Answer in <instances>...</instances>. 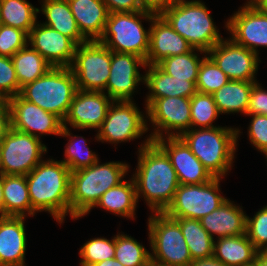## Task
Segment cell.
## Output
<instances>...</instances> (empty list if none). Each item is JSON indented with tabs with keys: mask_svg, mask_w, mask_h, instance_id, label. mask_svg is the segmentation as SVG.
Returning a JSON list of instances; mask_svg holds the SVG:
<instances>
[{
	"mask_svg": "<svg viewBox=\"0 0 267 266\" xmlns=\"http://www.w3.org/2000/svg\"><path fill=\"white\" fill-rule=\"evenodd\" d=\"M138 148V164L132 175L136 197H144L152 212H164L172 203L179 182L167 154L146 137Z\"/></svg>",
	"mask_w": 267,
	"mask_h": 266,
	"instance_id": "6da1fadb",
	"label": "cell"
},
{
	"mask_svg": "<svg viewBox=\"0 0 267 266\" xmlns=\"http://www.w3.org/2000/svg\"><path fill=\"white\" fill-rule=\"evenodd\" d=\"M29 198L35 212H48L59 224L70 214L71 171L61 161L42 160L26 175Z\"/></svg>",
	"mask_w": 267,
	"mask_h": 266,
	"instance_id": "7a4b0ae2",
	"label": "cell"
},
{
	"mask_svg": "<svg viewBox=\"0 0 267 266\" xmlns=\"http://www.w3.org/2000/svg\"><path fill=\"white\" fill-rule=\"evenodd\" d=\"M125 162L99 160L92 166L71 172L70 217L79 219L87 215L102 194L121 183L129 170Z\"/></svg>",
	"mask_w": 267,
	"mask_h": 266,
	"instance_id": "3957f363",
	"label": "cell"
},
{
	"mask_svg": "<svg viewBox=\"0 0 267 266\" xmlns=\"http://www.w3.org/2000/svg\"><path fill=\"white\" fill-rule=\"evenodd\" d=\"M239 128H191L180 138L213 177L223 178L234 163Z\"/></svg>",
	"mask_w": 267,
	"mask_h": 266,
	"instance_id": "277c9868",
	"label": "cell"
},
{
	"mask_svg": "<svg viewBox=\"0 0 267 266\" xmlns=\"http://www.w3.org/2000/svg\"><path fill=\"white\" fill-rule=\"evenodd\" d=\"M161 15L195 49L208 52L224 39L200 0H177Z\"/></svg>",
	"mask_w": 267,
	"mask_h": 266,
	"instance_id": "5b68a950",
	"label": "cell"
},
{
	"mask_svg": "<svg viewBox=\"0 0 267 266\" xmlns=\"http://www.w3.org/2000/svg\"><path fill=\"white\" fill-rule=\"evenodd\" d=\"M76 91V79L69 67H51L43 76L21 87L19 95L63 121Z\"/></svg>",
	"mask_w": 267,
	"mask_h": 266,
	"instance_id": "8992f818",
	"label": "cell"
},
{
	"mask_svg": "<svg viewBox=\"0 0 267 266\" xmlns=\"http://www.w3.org/2000/svg\"><path fill=\"white\" fill-rule=\"evenodd\" d=\"M154 15L144 10L109 13L103 34L98 41L112 52L134 54L146 62L150 29L143 27L142 19L151 22Z\"/></svg>",
	"mask_w": 267,
	"mask_h": 266,
	"instance_id": "52a82bcc",
	"label": "cell"
},
{
	"mask_svg": "<svg viewBox=\"0 0 267 266\" xmlns=\"http://www.w3.org/2000/svg\"><path fill=\"white\" fill-rule=\"evenodd\" d=\"M148 219L150 259L167 266H190L193 262L179 223L164 212Z\"/></svg>",
	"mask_w": 267,
	"mask_h": 266,
	"instance_id": "ba28073f",
	"label": "cell"
},
{
	"mask_svg": "<svg viewBox=\"0 0 267 266\" xmlns=\"http://www.w3.org/2000/svg\"><path fill=\"white\" fill-rule=\"evenodd\" d=\"M111 50L98 40L86 41L75 48L70 69L76 87L83 91H104L110 75Z\"/></svg>",
	"mask_w": 267,
	"mask_h": 266,
	"instance_id": "9c48e42d",
	"label": "cell"
},
{
	"mask_svg": "<svg viewBox=\"0 0 267 266\" xmlns=\"http://www.w3.org/2000/svg\"><path fill=\"white\" fill-rule=\"evenodd\" d=\"M214 177L202 184H179L172 203L164 211L171 218H190L200 220L218 209L227 198L221 196L220 180Z\"/></svg>",
	"mask_w": 267,
	"mask_h": 266,
	"instance_id": "30bf717a",
	"label": "cell"
},
{
	"mask_svg": "<svg viewBox=\"0 0 267 266\" xmlns=\"http://www.w3.org/2000/svg\"><path fill=\"white\" fill-rule=\"evenodd\" d=\"M1 173L3 175H27L41 161L47 146L41 139L9 128L0 139Z\"/></svg>",
	"mask_w": 267,
	"mask_h": 266,
	"instance_id": "8fae6325",
	"label": "cell"
},
{
	"mask_svg": "<svg viewBox=\"0 0 267 266\" xmlns=\"http://www.w3.org/2000/svg\"><path fill=\"white\" fill-rule=\"evenodd\" d=\"M135 104L133 100L113 101L105 120L97 130L95 137L97 141L116 145L138 139L149 131V124L145 119L147 116L144 117V113L139 111L140 109Z\"/></svg>",
	"mask_w": 267,
	"mask_h": 266,
	"instance_id": "7c38bea8",
	"label": "cell"
},
{
	"mask_svg": "<svg viewBox=\"0 0 267 266\" xmlns=\"http://www.w3.org/2000/svg\"><path fill=\"white\" fill-rule=\"evenodd\" d=\"M145 112L154 127L149 135L152 141L163 137H180L191 129L190 98H157Z\"/></svg>",
	"mask_w": 267,
	"mask_h": 266,
	"instance_id": "4fadbf2b",
	"label": "cell"
},
{
	"mask_svg": "<svg viewBox=\"0 0 267 266\" xmlns=\"http://www.w3.org/2000/svg\"><path fill=\"white\" fill-rule=\"evenodd\" d=\"M10 114V127L35 136L61 134L63 121L34 103L23 99L19 94L7 100Z\"/></svg>",
	"mask_w": 267,
	"mask_h": 266,
	"instance_id": "5bb4252c",
	"label": "cell"
},
{
	"mask_svg": "<svg viewBox=\"0 0 267 266\" xmlns=\"http://www.w3.org/2000/svg\"><path fill=\"white\" fill-rule=\"evenodd\" d=\"M207 55L230 80L257 81L255 74L261 62L259 55L236 44L231 38L222 39Z\"/></svg>",
	"mask_w": 267,
	"mask_h": 266,
	"instance_id": "9a60e30c",
	"label": "cell"
},
{
	"mask_svg": "<svg viewBox=\"0 0 267 266\" xmlns=\"http://www.w3.org/2000/svg\"><path fill=\"white\" fill-rule=\"evenodd\" d=\"M225 27L238 45L259 55L258 47H267V15L251 1L227 20Z\"/></svg>",
	"mask_w": 267,
	"mask_h": 266,
	"instance_id": "2e32d148",
	"label": "cell"
},
{
	"mask_svg": "<svg viewBox=\"0 0 267 266\" xmlns=\"http://www.w3.org/2000/svg\"><path fill=\"white\" fill-rule=\"evenodd\" d=\"M138 67L147 69L143 58L130 54L111 51L110 75L103 92L113 101H132V95L145 75L140 74Z\"/></svg>",
	"mask_w": 267,
	"mask_h": 266,
	"instance_id": "e0dca14e",
	"label": "cell"
},
{
	"mask_svg": "<svg viewBox=\"0 0 267 266\" xmlns=\"http://www.w3.org/2000/svg\"><path fill=\"white\" fill-rule=\"evenodd\" d=\"M113 100L102 91H83L77 89L63 126L69 124L78 130L99 129L106 118Z\"/></svg>",
	"mask_w": 267,
	"mask_h": 266,
	"instance_id": "ac0fdd59",
	"label": "cell"
},
{
	"mask_svg": "<svg viewBox=\"0 0 267 266\" xmlns=\"http://www.w3.org/2000/svg\"><path fill=\"white\" fill-rule=\"evenodd\" d=\"M154 142L169 157L179 184H202L214 178L180 137H163Z\"/></svg>",
	"mask_w": 267,
	"mask_h": 266,
	"instance_id": "d6986e66",
	"label": "cell"
},
{
	"mask_svg": "<svg viewBox=\"0 0 267 266\" xmlns=\"http://www.w3.org/2000/svg\"><path fill=\"white\" fill-rule=\"evenodd\" d=\"M28 45L52 67H70L77 46L69 37L38 21L28 34Z\"/></svg>",
	"mask_w": 267,
	"mask_h": 266,
	"instance_id": "ffe728a7",
	"label": "cell"
},
{
	"mask_svg": "<svg viewBox=\"0 0 267 266\" xmlns=\"http://www.w3.org/2000/svg\"><path fill=\"white\" fill-rule=\"evenodd\" d=\"M149 29L150 39L146 65H157L167 57L182 55L193 49L162 15L153 16Z\"/></svg>",
	"mask_w": 267,
	"mask_h": 266,
	"instance_id": "44dd1931",
	"label": "cell"
},
{
	"mask_svg": "<svg viewBox=\"0 0 267 266\" xmlns=\"http://www.w3.org/2000/svg\"><path fill=\"white\" fill-rule=\"evenodd\" d=\"M25 217H0V266H26Z\"/></svg>",
	"mask_w": 267,
	"mask_h": 266,
	"instance_id": "7402d4cb",
	"label": "cell"
},
{
	"mask_svg": "<svg viewBox=\"0 0 267 266\" xmlns=\"http://www.w3.org/2000/svg\"><path fill=\"white\" fill-rule=\"evenodd\" d=\"M144 83L149 89L145 109L157 98L186 97L191 98L196 92V81L176 79L164 72L158 65H146Z\"/></svg>",
	"mask_w": 267,
	"mask_h": 266,
	"instance_id": "603a6c76",
	"label": "cell"
},
{
	"mask_svg": "<svg viewBox=\"0 0 267 266\" xmlns=\"http://www.w3.org/2000/svg\"><path fill=\"white\" fill-rule=\"evenodd\" d=\"M203 228L212 238L246 234V213L242 206H237L227 199L221 206L200 219Z\"/></svg>",
	"mask_w": 267,
	"mask_h": 266,
	"instance_id": "cb8c5ba5",
	"label": "cell"
},
{
	"mask_svg": "<svg viewBox=\"0 0 267 266\" xmlns=\"http://www.w3.org/2000/svg\"><path fill=\"white\" fill-rule=\"evenodd\" d=\"M80 33L88 40H99L109 11L103 0H67Z\"/></svg>",
	"mask_w": 267,
	"mask_h": 266,
	"instance_id": "d4e9b609",
	"label": "cell"
},
{
	"mask_svg": "<svg viewBox=\"0 0 267 266\" xmlns=\"http://www.w3.org/2000/svg\"><path fill=\"white\" fill-rule=\"evenodd\" d=\"M258 253L246 234L214 241L213 256L226 266H253Z\"/></svg>",
	"mask_w": 267,
	"mask_h": 266,
	"instance_id": "484cf974",
	"label": "cell"
},
{
	"mask_svg": "<svg viewBox=\"0 0 267 266\" xmlns=\"http://www.w3.org/2000/svg\"><path fill=\"white\" fill-rule=\"evenodd\" d=\"M38 12L46 17L43 24L69 37L76 45L88 41L78 28L67 0H42Z\"/></svg>",
	"mask_w": 267,
	"mask_h": 266,
	"instance_id": "4316f807",
	"label": "cell"
},
{
	"mask_svg": "<svg viewBox=\"0 0 267 266\" xmlns=\"http://www.w3.org/2000/svg\"><path fill=\"white\" fill-rule=\"evenodd\" d=\"M137 203L136 185L131 178L130 181L123 180L117 186L107 190L94 207L99 206L116 216L134 219Z\"/></svg>",
	"mask_w": 267,
	"mask_h": 266,
	"instance_id": "83f0119b",
	"label": "cell"
},
{
	"mask_svg": "<svg viewBox=\"0 0 267 266\" xmlns=\"http://www.w3.org/2000/svg\"><path fill=\"white\" fill-rule=\"evenodd\" d=\"M5 216H34L26 175H3ZM27 212V213H26Z\"/></svg>",
	"mask_w": 267,
	"mask_h": 266,
	"instance_id": "f1b7e54d",
	"label": "cell"
},
{
	"mask_svg": "<svg viewBox=\"0 0 267 266\" xmlns=\"http://www.w3.org/2000/svg\"><path fill=\"white\" fill-rule=\"evenodd\" d=\"M258 81L230 80L212 96L220 114L244 113L248 110L252 85Z\"/></svg>",
	"mask_w": 267,
	"mask_h": 266,
	"instance_id": "f546056e",
	"label": "cell"
},
{
	"mask_svg": "<svg viewBox=\"0 0 267 266\" xmlns=\"http://www.w3.org/2000/svg\"><path fill=\"white\" fill-rule=\"evenodd\" d=\"M179 225L193 261L213 257L214 238L198 219L173 218Z\"/></svg>",
	"mask_w": 267,
	"mask_h": 266,
	"instance_id": "4dcf8cb0",
	"label": "cell"
},
{
	"mask_svg": "<svg viewBox=\"0 0 267 266\" xmlns=\"http://www.w3.org/2000/svg\"><path fill=\"white\" fill-rule=\"evenodd\" d=\"M38 9L27 0H0V24L29 34L37 23Z\"/></svg>",
	"mask_w": 267,
	"mask_h": 266,
	"instance_id": "1f68e13d",
	"label": "cell"
},
{
	"mask_svg": "<svg viewBox=\"0 0 267 266\" xmlns=\"http://www.w3.org/2000/svg\"><path fill=\"white\" fill-rule=\"evenodd\" d=\"M28 46L11 57L20 88L40 78L52 67L35 49Z\"/></svg>",
	"mask_w": 267,
	"mask_h": 266,
	"instance_id": "d6a6232c",
	"label": "cell"
},
{
	"mask_svg": "<svg viewBox=\"0 0 267 266\" xmlns=\"http://www.w3.org/2000/svg\"><path fill=\"white\" fill-rule=\"evenodd\" d=\"M59 136L69 137V142L66 144L63 162L71 172L87 168L96 163L99 158L95 152H92L87 146L86 139L83 136L72 135L68 126L62 127ZM71 137V138H70Z\"/></svg>",
	"mask_w": 267,
	"mask_h": 266,
	"instance_id": "836d02e7",
	"label": "cell"
},
{
	"mask_svg": "<svg viewBox=\"0 0 267 266\" xmlns=\"http://www.w3.org/2000/svg\"><path fill=\"white\" fill-rule=\"evenodd\" d=\"M195 51L207 53L205 51L193 48L190 52L182 55H174L163 59L157 65L167 74L176 79H185L188 81H197L199 68L202 59L198 57Z\"/></svg>",
	"mask_w": 267,
	"mask_h": 266,
	"instance_id": "e575fe53",
	"label": "cell"
},
{
	"mask_svg": "<svg viewBox=\"0 0 267 266\" xmlns=\"http://www.w3.org/2000/svg\"><path fill=\"white\" fill-rule=\"evenodd\" d=\"M115 259L123 266H145L150 259V252L133 237L118 233L115 236Z\"/></svg>",
	"mask_w": 267,
	"mask_h": 266,
	"instance_id": "d590c367",
	"label": "cell"
},
{
	"mask_svg": "<svg viewBox=\"0 0 267 266\" xmlns=\"http://www.w3.org/2000/svg\"><path fill=\"white\" fill-rule=\"evenodd\" d=\"M191 128L217 127L212 123L220 115L212 94L196 92L190 98Z\"/></svg>",
	"mask_w": 267,
	"mask_h": 266,
	"instance_id": "8d00e7d4",
	"label": "cell"
},
{
	"mask_svg": "<svg viewBox=\"0 0 267 266\" xmlns=\"http://www.w3.org/2000/svg\"><path fill=\"white\" fill-rule=\"evenodd\" d=\"M229 81L228 76L204 53L196 81L197 92L213 94Z\"/></svg>",
	"mask_w": 267,
	"mask_h": 266,
	"instance_id": "74e56055",
	"label": "cell"
},
{
	"mask_svg": "<svg viewBox=\"0 0 267 266\" xmlns=\"http://www.w3.org/2000/svg\"><path fill=\"white\" fill-rule=\"evenodd\" d=\"M80 266H92L95 263L112 259L115 256V236L112 240L104 237L90 239L79 250Z\"/></svg>",
	"mask_w": 267,
	"mask_h": 266,
	"instance_id": "f35d334b",
	"label": "cell"
},
{
	"mask_svg": "<svg viewBox=\"0 0 267 266\" xmlns=\"http://www.w3.org/2000/svg\"><path fill=\"white\" fill-rule=\"evenodd\" d=\"M246 235L259 252L267 248V205L259 209L253 218L246 215Z\"/></svg>",
	"mask_w": 267,
	"mask_h": 266,
	"instance_id": "ab89813d",
	"label": "cell"
},
{
	"mask_svg": "<svg viewBox=\"0 0 267 266\" xmlns=\"http://www.w3.org/2000/svg\"><path fill=\"white\" fill-rule=\"evenodd\" d=\"M28 44V34L15 27L0 24V56L12 57Z\"/></svg>",
	"mask_w": 267,
	"mask_h": 266,
	"instance_id": "60d3db41",
	"label": "cell"
},
{
	"mask_svg": "<svg viewBox=\"0 0 267 266\" xmlns=\"http://www.w3.org/2000/svg\"><path fill=\"white\" fill-rule=\"evenodd\" d=\"M20 90L12 58L0 56V94L8 100L17 96Z\"/></svg>",
	"mask_w": 267,
	"mask_h": 266,
	"instance_id": "b9f144b4",
	"label": "cell"
},
{
	"mask_svg": "<svg viewBox=\"0 0 267 266\" xmlns=\"http://www.w3.org/2000/svg\"><path fill=\"white\" fill-rule=\"evenodd\" d=\"M253 116L248 127L249 141L255 149L261 153H267V116L265 115H248Z\"/></svg>",
	"mask_w": 267,
	"mask_h": 266,
	"instance_id": "7bdbcfd3",
	"label": "cell"
},
{
	"mask_svg": "<svg viewBox=\"0 0 267 266\" xmlns=\"http://www.w3.org/2000/svg\"><path fill=\"white\" fill-rule=\"evenodd\" d=\"M257 114L267 116V91L255 82L252 85L246 116Z\"/></svg>",
	"mask_w": 267,
	"mask_h": 266,
	"instance_id": "ee69618b",
	"label": "cell"
},
{
	"mask_svg": "<svg viewBox=\"0 0 267 266\" xmlns=\"http://www.w3.org/2000/svg\"><path fill=\"white\" fill-rule=\"evenodd\" d=\"M108 8L109 13L112 12H137L143 9L139 0H103Z\"/></svg>",
	"mask_w": 267,
	"mask_h": 266,
	"instance_id": "f6af8a7d",
	"label": "cell"
},
{
	"mask_svg": "<svg viewBox=\"0 0 267 266\" xmlns=\"http://www.w3.org/2000/svg\"><path fill=\"white\" fill-rule=\"evenodd\" d=\"M140 6L144 11L151 12L155 15H161L177 0H139Z\"/></svg>",
	"mask_w": 267,
	"mask_h": 266,
	"instance_id": "bcb514c9",
	"label": "cell"
},
{
	"mask_svg": "<svg viewBox=\"0 0 267 266\" xmlns=\"http://www.w3.org/2000/svg\"><path fill=\"white\" fill-rule=\"evenodd\" d=\"M10 128V114L7 101L0 107V139Z\"/></svg>",
	"mask_w": 267,
	"mask_h": 266,
	"instance_id": "7dc6e473",
	"label": "cell"
},
{
	"mask_svg": "<svg viewBox=\"0 0 267 266\" xmlns=\"http://www.w3.org/2000/svg\"><path fill=\"white\" fill-rule=\"evenodd\" d=\"M190 266H226L221 261L217 260L214 256L201 260L193 261Z\"/></svg>",
	"mask_w": 267,
	"mask_h": 266,
	"instance_id": "c3c4849f",
	"label": "cell"
},
{
	"mask_svg": "<svg viewBox=\"0 0 267 266\" xmlns=\"http://www.w3.org/2000/svg\"><path fill=\"white\" fill-rule=\"evenodd\" d=\"M5 216V203L3 196V174L0 173V217Z\"/></svg>",
	"mask_w": 267,
	"mask_h": 266,
	"instance_id": "681fc988",
	"label": "cell"
},
{
	"mask_svg": "<svg viewBox=\"0 0 267 266\" xmlns=\"http://www.w3.org/2000/svg\"><path fill=\"white\" fill-rule=\"evenodd\" d=\"M253 266H267V255L263 252H259Z\"/></svg>",
	"mask_w": 267,
	"mask_h": 266,
	"instance_id": "f907efd6",
	"label": "cell"
},
{
	"mask_svg": "<svg viewBox=\"0 0 267 266\" xmlns=\"http://www.w3.org/2000/svg\"><path fill=\"white\" fill-rule=\"evenodd\" d=\"M92 266H123L117 259H107L99 263H95Z\"/></svg>",
	"mask_w": 267,
	"mask_h": 266,
	"instance_id": "816d5d0a",
	"label": "cell"
},
{
	"mask_svg": "<svg viewBox=\"0 0 267 266\" xmlns=\"http://www.w3.org/2000/svg\"><path fill=\"white\" fill-rule=\"evenodd\" d=\"M267 15V0H249Z\"/></svg>",
	"mask_w": 267,
	"mask_h": 266,
	"instance_id": "f5cc1de1",
	"label": "cell"
},
{
	"mask_svg": "<svg viewBox=\"0 0 267 266\" xmlns=\"http://www.w3.org/2000/svg\"><path fill=\"white\" fill-rule=\"evenodd\" d=\"M145 266H167V265H162L150 260Z\"/></svg>",
	"mask_w": 267,
	"mask_h": 266,
	"instance_id": "db71d44e",
	"label": "cell"
},
{
	"mask_svg": "<svg viewBox=\"0 0 267 266\" xmlns=\"http://www.w3.org/2000/svg\"><path fill=\"white\" fill-rule=\"evenodd\" d=\"M7 101V99L0 94V107Z\"/></svg>",
	"mask_w": 267,
	"mask_h": 266,
	"instance_id": "11a10c76",
	"label": "cell"
},
{
	"mask_svg": "<svg viewBox=\"0 0 267 266\" xmlns=\"http://www.w3.org/2000/svg\"><path fill=\"white\" fill-rule=\"evenodd\" d=\"M0 173H1V143H0Z\"/></svg>",
	"mask_w": 267,
	"mask_h": 266,
	"instance_id": "9f6ffc18",
	"label": "cell"
},
{
	"mask_svg": "<svg viewBox=\"0 0 267 266\" xmlns=\"http://www.w3.org/2000/svg\"><path fill=\"white\" fill-rule=\"evenodd\" d=\"M263 253H265L267 255V248L263 251Z\"/></svg>",
	"mask_w": 267,
	"mask_h": 266,
	"instance_id": "6f0895ef",
	"label": "cell"
}]
</instances>
